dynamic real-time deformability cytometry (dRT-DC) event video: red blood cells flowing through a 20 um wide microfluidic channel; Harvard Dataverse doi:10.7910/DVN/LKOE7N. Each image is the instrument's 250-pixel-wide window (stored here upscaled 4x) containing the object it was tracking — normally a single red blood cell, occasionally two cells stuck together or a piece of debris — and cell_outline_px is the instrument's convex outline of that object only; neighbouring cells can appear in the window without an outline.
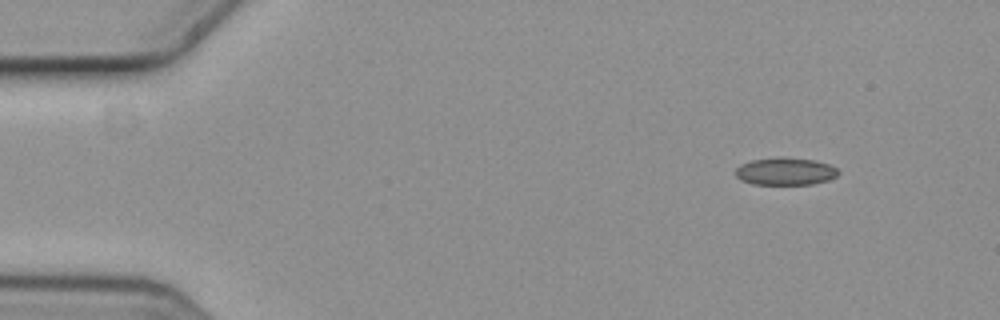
{"species": "common noctule bat (a hibernating species)", "species_latin": "Nyctalus noctula", "temperature_condition": "cold", "stored_images_in_passage": 5, "segment_of_instrument_passage": [2, 2], "camera_frame_rate_fps": 3000, "um_per_image_px": 0.085, "animal": {"sex": "female", "body_mass_g": 19.3, "forearm_length_mm": 54.1}, "frame": {"image": 1, "passage_image": 5, "time_ms": 1.333, "image_size_px": [1000, 320], "cell_outline_px": [[840, 172], [836, 176], [828, 180], [812, 184], [752, 184], [740, 180], [736, 176], [736, 168], [740, 164], [752, 160], [776, 156], [784, 156], [816, 160], [828, 164], [836, 168]], "centroid_in_image_um": [66.74, 14.55], "position_along_channel_um": 18.3, "area_um2": 16.7}}